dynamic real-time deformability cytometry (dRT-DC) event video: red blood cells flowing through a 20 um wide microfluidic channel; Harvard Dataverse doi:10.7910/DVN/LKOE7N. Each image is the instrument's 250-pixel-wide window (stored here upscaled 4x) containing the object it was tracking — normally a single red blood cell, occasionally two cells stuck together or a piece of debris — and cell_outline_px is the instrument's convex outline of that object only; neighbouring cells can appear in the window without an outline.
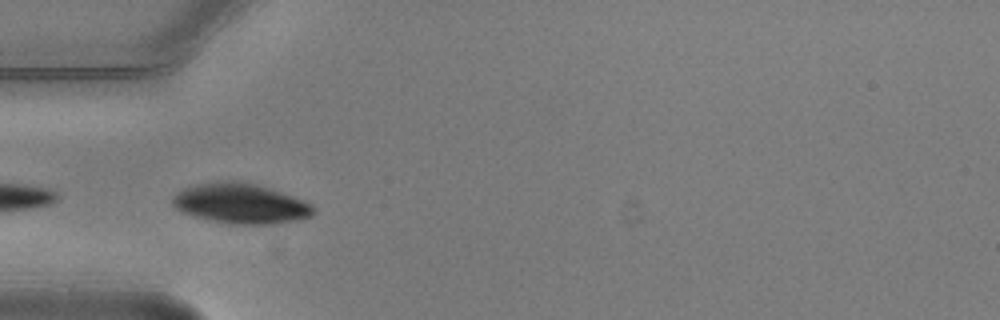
{"species": "common noctule bat (a hibernating species)", "species_latin": "Nyctalus noctula", "temperature_condition": "warm", "stored_images_in_passage": 7, "camera_frame_rate_fps": 3000, "um_per_image_px": 0.085, "animal": {"sex": "male", "body_mass_g": 20.5, "forearm_length_mm": 52.5}, "frame": {"image": 1, "passage_image": 4, "time_ms": 1.0, "image_size_px": [1000, 320], "cell_outline_px": [[316, 212], [312, 216], [272, 224], [232, 224], [212, 220], [196, 216], [184, 212], [176, 208], [172, 204], [172, 196], [176, 192], [184, 188], [196, 184], [236, 180], [256, 184], [304, 200], [312, 204], [316, 208]], "centroid_in_image_um": [20.46, 17.29], "position_along_channel_um": 64.5, "area_um2": 32.6}}
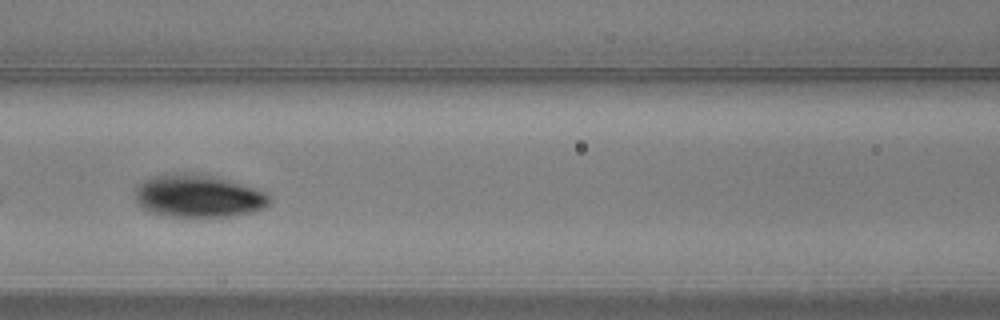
{"frame": {"image": 2, "passage_image": 6, "time_ms": 1.667, "image_size_px": [1000, 320], "cell_outline_px": [[268, 204], [264, 208], [252, 212], [232, 216], [164, 216], [148, 212], [136, 200], [136, 184], [152, 176], [176, 172], [200, 172], [220, 176], [264, 192], [268, 196]], "centroid_in_image_um": [16.81, 16.63], "position_along_channel_um": 149.8, "area_um2": 33.76}}
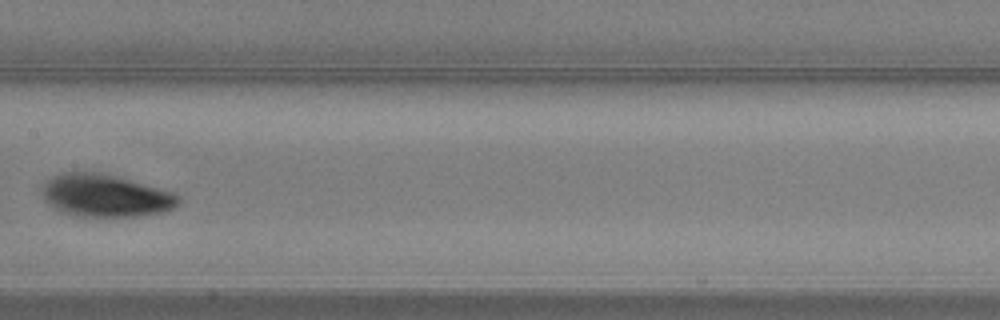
{"frame": {"image": 3, "passage_image": 7, "time_ms": 2.0, "image_size_px": [1000, 320], "cell_outline_px": [[180, 204], [164, 212], [136, 216], [72, 216], [48, 204], [44, 200], [40, 192], [44, 184], [52, 176], [60, 172], [100, 172], [120, 176], [176, 192], [180, 196]], "centroid_in_image_um": [8.99, 16.61], "position_along_channel_um": 198.4, "area_um2": 34.33}}